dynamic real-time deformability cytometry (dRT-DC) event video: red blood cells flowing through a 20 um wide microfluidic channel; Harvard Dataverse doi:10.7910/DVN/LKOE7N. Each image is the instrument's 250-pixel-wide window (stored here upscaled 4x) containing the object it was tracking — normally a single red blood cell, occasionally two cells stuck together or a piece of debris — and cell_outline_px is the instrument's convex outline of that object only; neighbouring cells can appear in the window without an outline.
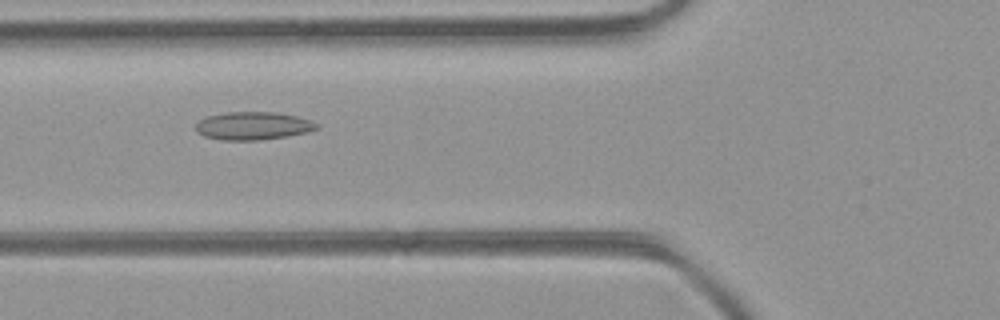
{"species": "common noctule bat (a hibernating species)", "species_latin": "Nyctalus noctula", "temperature_condition": "room temperature", "stored_images_in_passage": 44, "camera_frame_rate_fps": 3000, "um_per_image_px": 0.085, "animal": {"sex": "female", "body_mass_g": 21.9}, "frame": {"image": 1, "passage_image": 15, "time_ms": 4.667, "image_size_px": [1000, 320], "cell_outline_px": [[320, 128], [308, 132], [260, 140], [220, 140], [204, 136], [196, 132], [196, 124], [200, 120], [208, 116], [228, 112], [276, 112], [296, 116], [312, 120]], "centroid_in_image_um": [21.51, 10.69], "position_along_channel_um": 104.3, "area_um2": 19.65}}
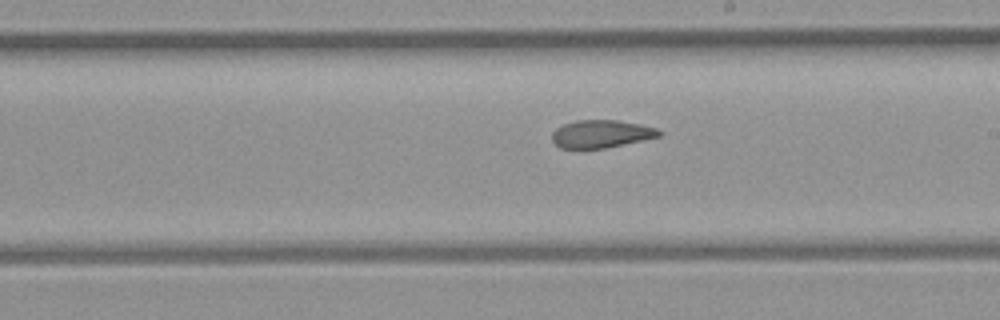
{"frame": {"image": 2, "passage_image": 24, "time_ms": 7.667, "image_size_px": [1000, 320], "cell_outline_px": [[664, 132], [660, 136], [604, 148], [560, 148], [552, 140], [552, 132], [556, 128], [564, 124], [576, 120], [616, 120], [640, 124], [656, 128]], "centroid_in_image_um": [51.1, 11.37], "position_along_channel_um": 237.9, "area_um2": 17.17}}
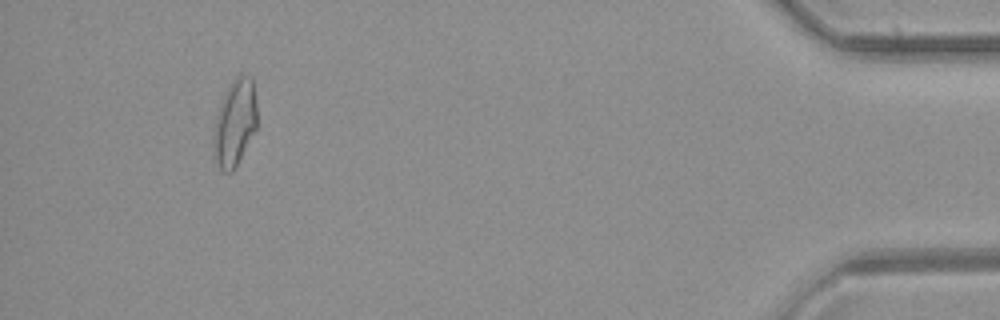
{"frame": {"image": 3, "passage_image": 41, "time_ms": 13.333, "image_size_px": [1000, 320], "cell_outline_px": [[256, 128], [232, 172], [224, 172], [220, 168], [216, 160], [212, 148], [216, 116], [220, 104], [232, 80], [240, 72], [252, 76], [256, 104]], "centroid_in_image_um": [19.96, 10.39], "position_along_channel_um": 415.2, "area_um2": 21.68}, "authors_computed_cell_mechanics": {"area_um2": 19.363, "velocity_mm_per_s": 4.4369, "shape_relaxation_time_tau1_ms": null, "shape_relaxation_time_tau2_ms": 2.2936, "deformation_change_tau1": null, "deformation_change_tau2": 0.0973}}